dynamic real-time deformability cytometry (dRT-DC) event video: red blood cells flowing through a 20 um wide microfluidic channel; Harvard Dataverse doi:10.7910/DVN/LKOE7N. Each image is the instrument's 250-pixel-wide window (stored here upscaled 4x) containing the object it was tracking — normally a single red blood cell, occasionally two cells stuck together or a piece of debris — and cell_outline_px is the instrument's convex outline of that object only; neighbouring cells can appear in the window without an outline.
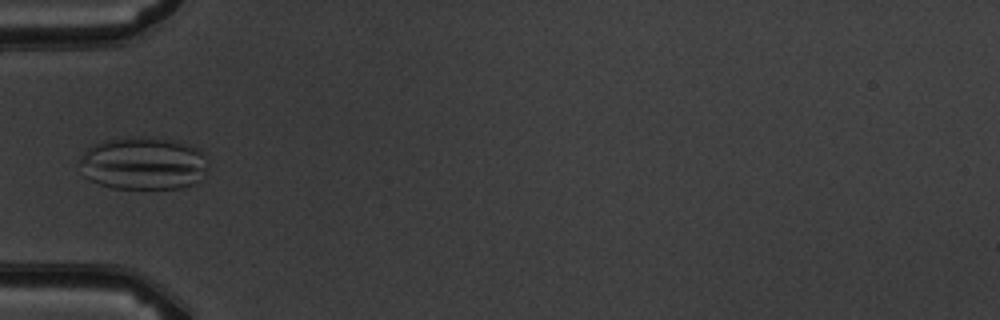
{"species": "common noctule bat (a hibernating species)", "species_latin": "Nyctalus noctula", "temperature_condition": "warm", "stored_images_in_passage": 5, "camera_frame_rate_fps": 3000, "um_per_image_px": 0.085, "animal": {"sex": "male", "body_mass_g": 19.5, "forearm_length_mm": 54.6}, "frame": {"image": 1, "passage_image": 3, "time_ms": 2.333, "image_size_px": [1000, 320], "cell_outline_px": [[208, 168], [200, 180], [192, 184], [180, 188], [112, 188], [100, 184], [84, 176], [80, 164], [80, 160], [84, 152], [92, 144], [104, 140], [172, 140], [196, 148], [204, 156]], "centroid_in_image_um": [12.17, 13.94], "position_along_channel_um": 72.8, "area_um2": 38.32}}
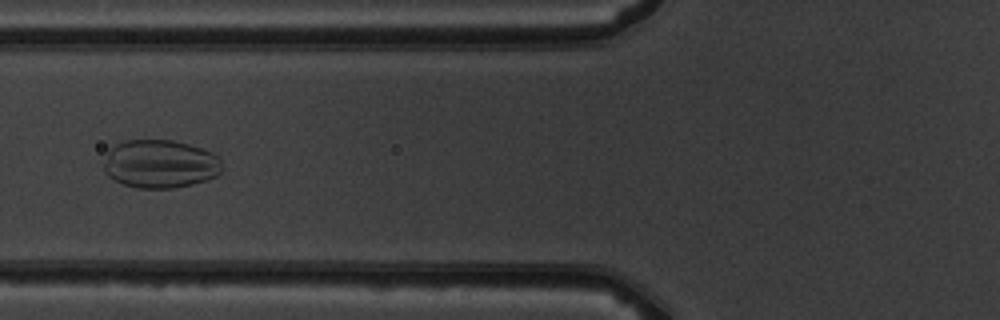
{"frame": {"image": 2, "passage_image": 4, "time_ms": 3.333, "image_size_px": [1000, 320], "cell_outline_px": [[220, 172], [216, 176], [208, 180], [192, 184], [172, 188], [136, 188], [124, 184], [108, 176], [104, 172], [104, 164], [108, 148], [124, 140], [172, 140], [188, 144], [212, 152], [220, 156]], "centroid_in_image_um": [13.6, 13.93], "position_along_channel_um": 112.2, "area_um2": 33.41}}